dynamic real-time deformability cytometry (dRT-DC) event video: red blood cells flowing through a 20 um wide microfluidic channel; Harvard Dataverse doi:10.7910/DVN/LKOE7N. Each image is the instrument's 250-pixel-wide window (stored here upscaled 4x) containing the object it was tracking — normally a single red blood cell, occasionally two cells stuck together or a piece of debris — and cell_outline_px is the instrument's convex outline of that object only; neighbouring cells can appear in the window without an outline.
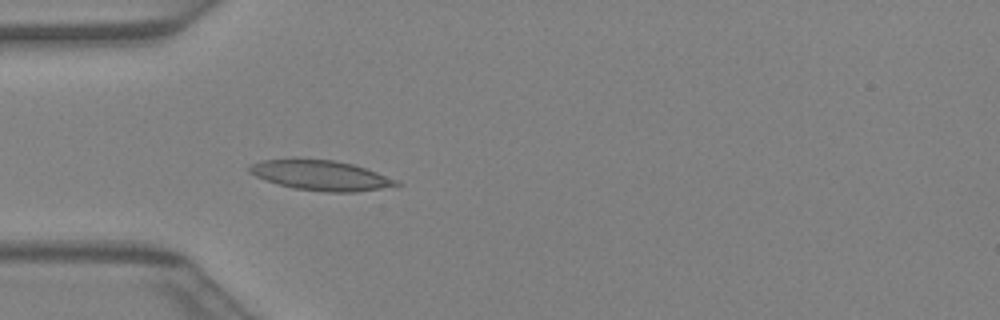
{"species": "Egyptian fruit bat (a non-hibernating species)", "species_latin": "Rousettus aegyptiacus", "temperature_condition": "warm", "stored_images_in_passage": 41, "camera_frame_rate_fps": 3000, "um_per_image_px": 0.085, "animal": {"sex": "female"}, "frame": {"image": 1, "passage_image": 13, "time_ms": 4.0, "image_size_px": [1000, 320], "cell_outline_px": [[404, 184], [356, 192], [328, 192], [292, 188], [256, 176], [248, 172], [248, 168], [252, 164], [264, 160], [332, 160], [352, 164], [400, 180]], "centroid_in_image_um": [27.33, 14.93], "position_along_channel_um": 57.7, "area_um2": 25.09}}
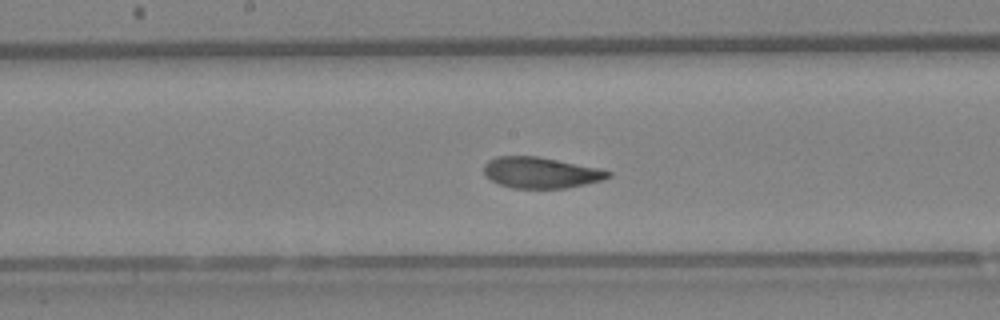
{"frame": {"image": 2, "passage_image": 22, "time_ms": 7.0, "image_size_px": [1000, 320], "cell_outline_px": [[612, 176], [604, 180], [568, 188], [512, 188], [500, 184], [484, 176], [484, 164], [488, 160], [496, 156], [536, 156], [596, 168], [612, 172]], "centroid_in_image_um": [45.95, 14.68], "position_along_channel_um": 202.3, "area_um2": 22.37}}
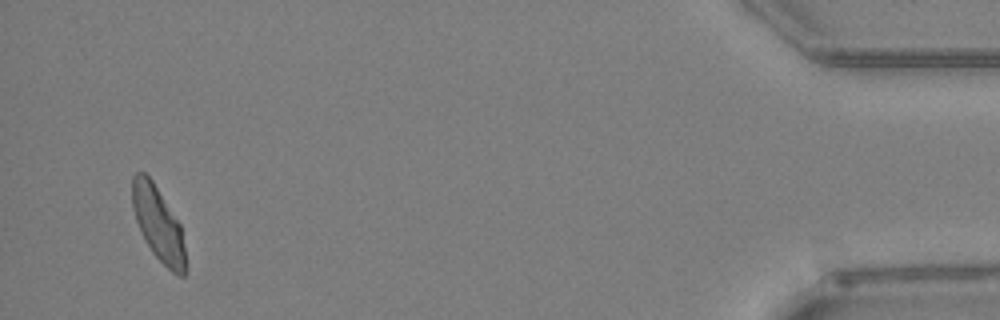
{"frame": {"image": 3, "passage_image": 40, "time_ms": 13.0, "image_size_px": [1000, 320], "cell_outline_px": [[184, 276], [180, 276], [172, 272], [152, 252], [136, 220], [132, 208], [132, 176], [136, 172], [144, 172], [152, 180], [180, 224], [184, 248]], "centroid_in_image_um": [13.42, 18.98], "position_along_channel_um": 421.8, "area_um2": 22.31}}